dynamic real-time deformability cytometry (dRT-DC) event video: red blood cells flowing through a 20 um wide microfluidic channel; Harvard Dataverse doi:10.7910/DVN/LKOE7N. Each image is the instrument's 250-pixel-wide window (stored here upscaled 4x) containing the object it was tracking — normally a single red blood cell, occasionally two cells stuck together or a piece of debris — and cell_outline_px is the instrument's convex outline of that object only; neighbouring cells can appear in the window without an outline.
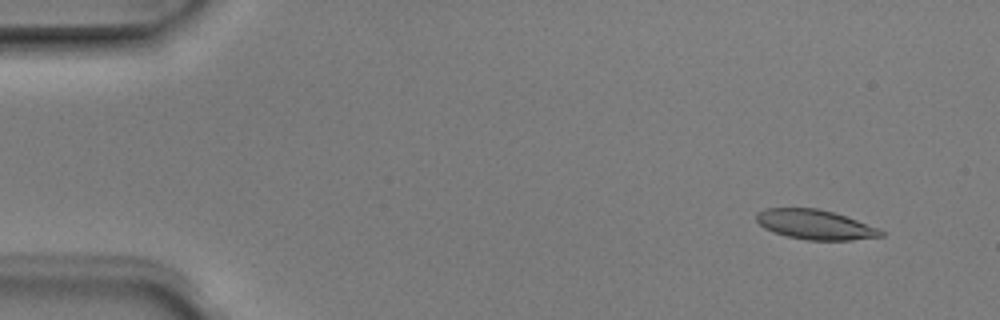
{"species": "Egyptian fruit bat (a non-hibernating species)", "species_latin": "Rousettus aegyptiacus", "temperature_condition": "room temperature", "stored_images_in_passage": 4, "camera_frame_rate_fps": 3000, "um_per_image_px": 0.085, "animal": {"sex": "male"}, "frame": {"image": 1, "passage_image": 1, "time_ms": 0.0, "image_size_px": [1000, 320], "cell_outline_px": [[884, 236], [852, 240], [808, 240], [788, 236], [764, 228], [756, 220], [756, 212], [764, 208], [816, 208], [832, 212], [880, 228], [884, 232]], "centroid_in_image_um": [69.29, 19.09], "position_along_channel_um": 15.7, "area_um2": 21.39}}
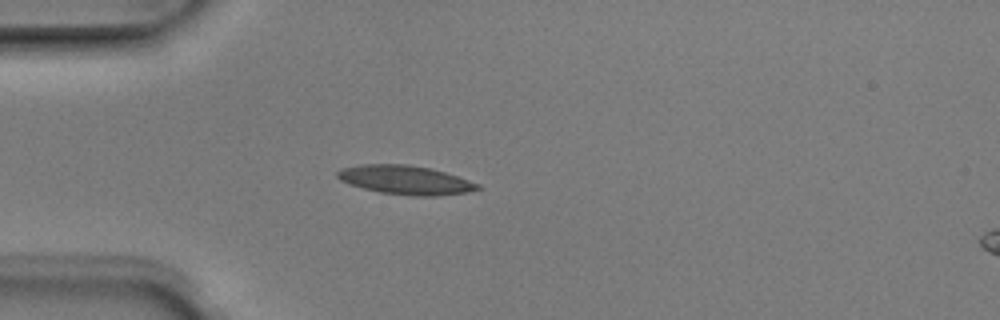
{"frame": {"image": 2, "passage_image": 4, "time_ms": 1.0, "image_size_px": [1000, 320], "cell_outline_px": [[480, 188], [468, 192], [436, 196], [416, 196], [380, 192], [364, 188], [340, 180], [336, 176], [336, 172], [340, 168], [360, 164], [408, 164], [428, 168], [444, 172], [480, 184]], "centroid_in_image_um": [34.43, 15.29], "position_along_channel_um": 50.6, "area_um2": 23.41}}